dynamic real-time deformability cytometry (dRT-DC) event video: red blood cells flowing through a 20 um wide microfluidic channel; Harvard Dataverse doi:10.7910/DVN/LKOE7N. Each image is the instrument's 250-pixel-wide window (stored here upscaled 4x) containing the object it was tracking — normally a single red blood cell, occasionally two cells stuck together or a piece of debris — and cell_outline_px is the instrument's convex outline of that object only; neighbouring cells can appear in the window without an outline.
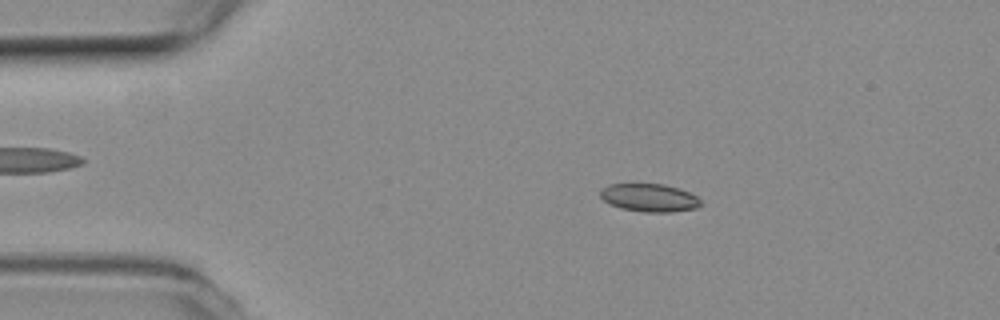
{"species": "common noctule bat (a hibernating species)", "species_latin": "Nyctalus noctula", "temperature_condition": "room temperature", "stored_images_in_passage": 54, "camera_frame_rate_fps": 3000, "um_per_image_px": 0.085, "animal": {"sex": "female", "body_mass_g": 19.3, "forearm_length_mm": 54.1}, "frame": {"image": 1, "passage_image": 10, "time_ms": 3.0, "image_size_px": [1000, 320], "cell_outline_px": [[704, 204], [696, 208], [672, 212], [644, 212], [620, 208], [608, 204], [600, 196], [600, 188], [608, 184], [664, 184], [680, 188], [696, 196]], "centroid_in_image_um": [55.18, 16.8], "position_along_channel_um": 29.8, "area_um2": 16.59}}
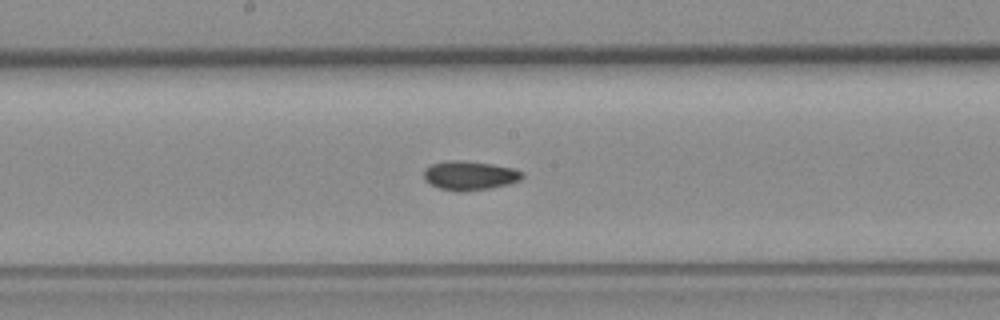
{"frame": {"image": 2, "passage_image": 28, "time_ms": 9.0, "image_size_px": [1000, 320], "cell_outline_px": [[524, 176], [520, 180], [512, 184], [488, 188], [460, 192], [440, 188], [424, 180], [424, 168], [432, 164], [448, 160], [460, 160], [492, 164], [512, 168], [524, 172]], "centroid_in_image_um": [39.94, 14.91], "position_along_channel_um": 208.3, "area_um2": 16.7}}
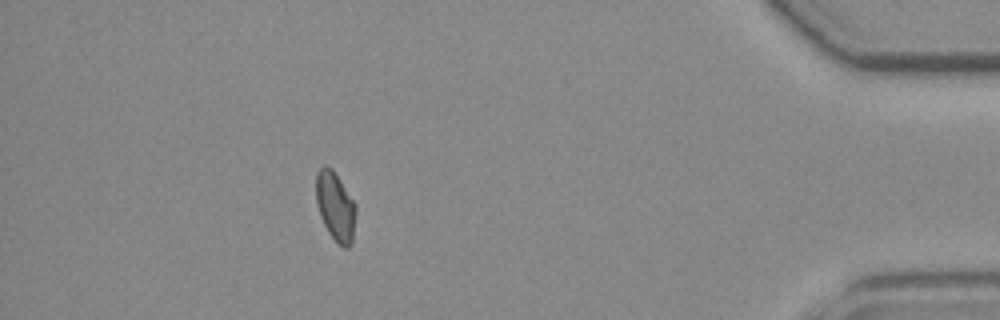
{"frame": {"image": 3, "passage_image": 48, "time_ms": 15.667, "image_size_px": [1000, 320], "cell_outline_px": [[356, 212], [352, 244], [348, 248], [344, 248], [328, 232], [320, 216], [316, 204], [316, 172], [324, 164], [332, 168], [356, 204]], "centroid_in_image_um": [28.51, 17.53], "position_along_channel_um": 406.7, "area_um2": 16.07}, "authors_computed_cell_mechanics": {"area_um2": 16.2418, "velocity_mm_per_s": 3.818, "shape_relaxation_time_tau1_ms": null, "shape_relaxation_time_tau2_ms": 2.193, "deformation_change_tau1": null, "deformation_change_tau2": 0.0653}}